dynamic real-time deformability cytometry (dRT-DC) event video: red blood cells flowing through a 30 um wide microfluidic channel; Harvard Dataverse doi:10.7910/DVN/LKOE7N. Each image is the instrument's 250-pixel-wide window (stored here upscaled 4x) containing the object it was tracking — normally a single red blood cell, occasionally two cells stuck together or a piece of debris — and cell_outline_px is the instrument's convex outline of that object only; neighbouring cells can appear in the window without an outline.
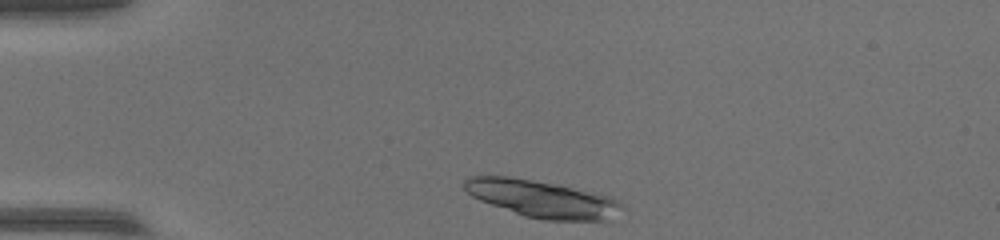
{"species": "common noctule bat (a hibernating species)", "species_latin": "Nyctalus noctula", "temperature_condition": "warm", "stored_images_in_passage": 34, "camera_frame_rate_fps": 3000, "um_per_image_px": 0.085, "animal": {"sex": "female", "body_mass_g": 17.0, "forearm_length_mm": 48.0}, "frame": {"image": 1, "passage_image": 1, "time_ms": 0.0, "image_size_px": [1000, 240], "cell_outline_px": [[624, 208], [608, 220], [544, 220], [524, 216], [480, 200], [472, 196], [464, 188], [464, 180], [468, 176], [508, 176], [556, 184], [600, 192], [624, 204]], "centroid_in_image_um": [46.11, 16.9], "position_along_channel_um": 38.9, "area_um2": 34.1}}
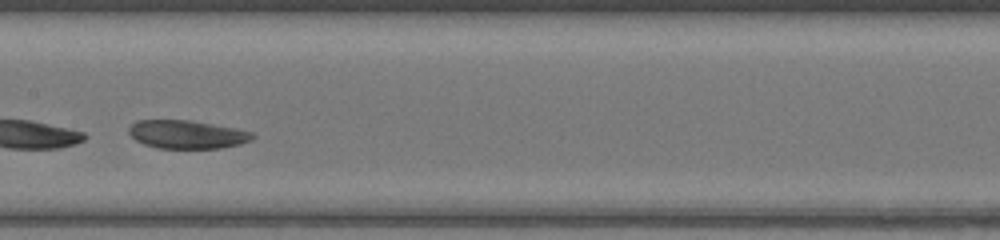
{"frame": {"image": 2, "passage_image": 17, "time_ms": 5.333, "image_size_px": [1000, 240], "cell_outline_px": [[256, 136], [252, 140], [240, 144], [220, 148], [156, 148], [144, 144], [136, 140], [128, 132], [128, 128], [136, 120], [192, 120], [236, 128], [252, 132]], "centroid_in_image_um": [15.91, 11.42], "position_along_channel_um": 191.5, "area_um2": 20.52}}
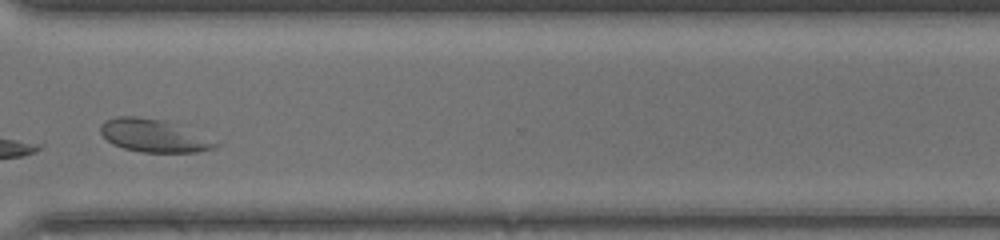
{"frame": {"image": 3, "passage_image": 30, "time_ms": 9.667, "image_size_px": [1000, 240], "cell_outline_px": [[220, 144], [216, 148], [196, 152], [140, 152], [124, 148], [112, 144], [100, 132], [100, 124], [104, 120], [116, 116], [136, 116], [168, 120]], "centroid_in_image_um": [13.01, 11.52], "position_along_channel_um": 357.6, "area_um2": 21.96}}